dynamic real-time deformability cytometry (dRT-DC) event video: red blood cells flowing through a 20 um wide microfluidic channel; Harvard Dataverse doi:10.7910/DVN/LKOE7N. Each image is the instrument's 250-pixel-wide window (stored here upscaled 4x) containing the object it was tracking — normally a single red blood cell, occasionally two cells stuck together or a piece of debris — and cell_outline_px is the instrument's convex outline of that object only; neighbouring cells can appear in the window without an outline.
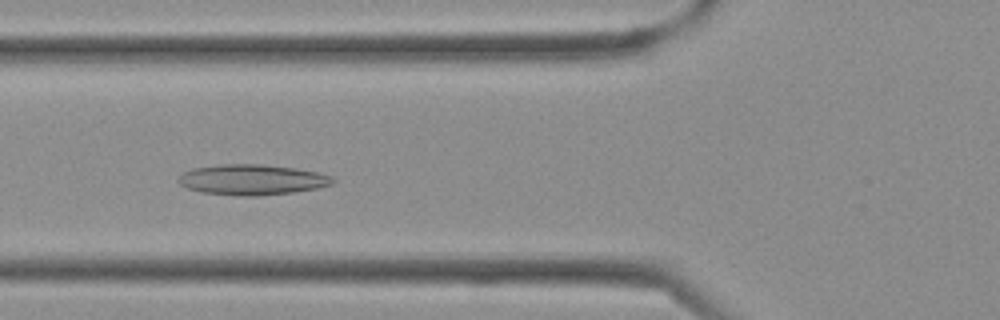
{"species": "Egyptian fruit bat (a non-hibernating species)", "species_latin": "Rousettus aegyptiacus", "temperature_condition": "cold", "stored_images_in_passage": 30, "camera_frame_rate_fps": 3000, "um_per_image_px": 0.085, "frame": {"image": 1, "passage_image": 6, "time_ms": 1.667, "image_size_px": [1000, 320], "cell_outline_px": [[336, 180], [332, 184], [316, 188], [292, 192], [256, 196], [240, 196], [200, 192], [188, 188], [180, 184], [176, 180], [184, 172], [192, 168], [220, 164], [260, 164], [296, 168], [320, 172], [332, 176]], "centroid_in_image_um": [21.43, 15.27], "position_along_channel_um": 104.4, "area_um2": 27.51}}
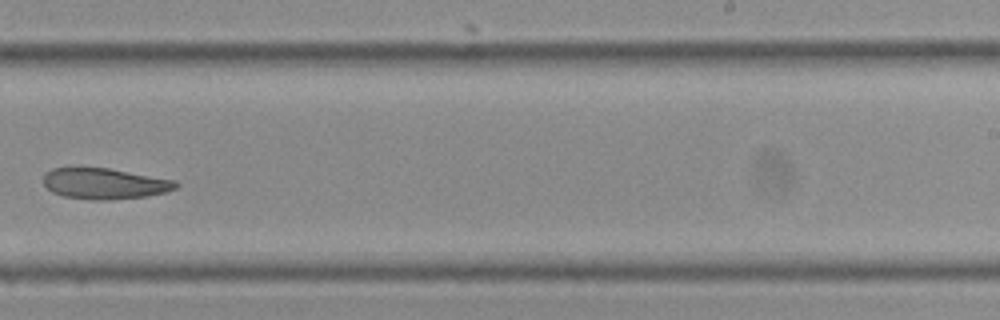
{"frame": {"image": 2, "passage_image": 16, "time_ms": 5.0, "image_size_px": [1000, 320], "cell_outline_px": [[180, 184], [176, 188], [168, 192], [144, 196], [108, 200], [92, 200], [64, 196], [52, 192], [44, 184], [44, 172], [52, 168], [72, 164], [108, 168], [176, 180]], "centroid_in_image_um": [8.83, 15.56], "position_along_channel_um": 280.2, "area_um2": 24.62}}
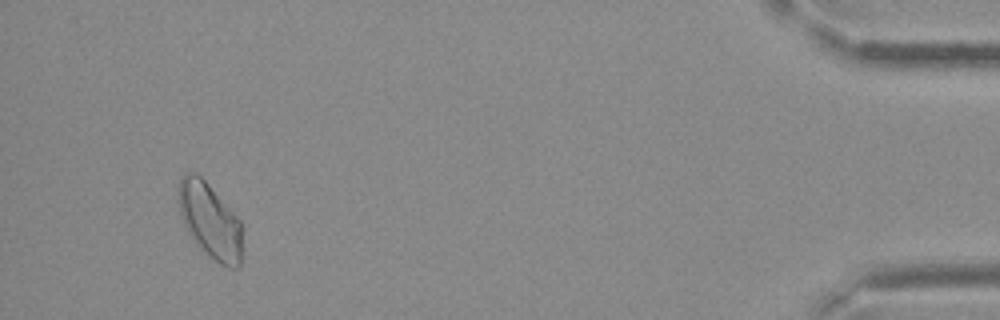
{"frame": {"image": 3, "passage_image": 28, "time_ms": 9.0, "image_size_px": [1000, 320], "cell_outline_px": [[244, 252], [240, 264], [236, 268], [228, 268], [220, 264], [192, 240], [188, 236], [180, 216], [180, 180], [184, 172], [196, 172], [208, 184], [240, 220]], "centroid_in_image_um": [17.88, 18.81], "position_along_channel_um": 417.3, "area_um2": 27.98}}